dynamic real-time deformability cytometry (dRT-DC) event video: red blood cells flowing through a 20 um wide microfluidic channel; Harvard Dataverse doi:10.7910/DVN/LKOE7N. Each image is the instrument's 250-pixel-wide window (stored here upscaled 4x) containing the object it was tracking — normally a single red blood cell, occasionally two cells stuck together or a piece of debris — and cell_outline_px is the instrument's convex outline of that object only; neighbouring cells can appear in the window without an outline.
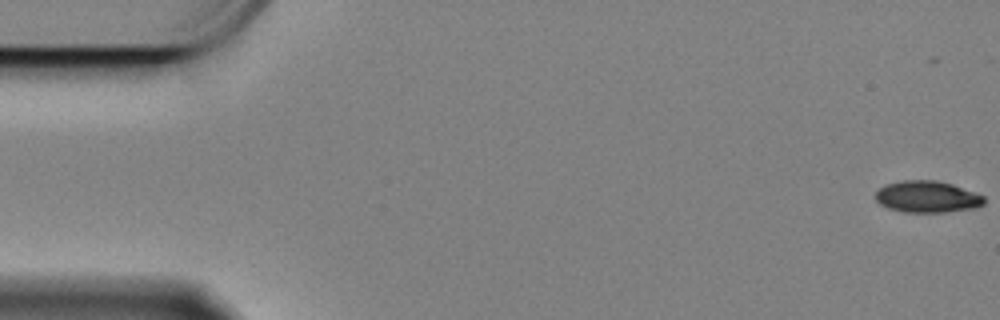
{"species": "Egyptian fruit bat (a non-hibernating species)", "species_latin": "Rousettus aegyptiacus", "temperature_condition": "cold", "stored_images_in_passage": 46, "camera_frame_rate_fps": 3000, "um_per_image_px": 0.085, "animal": {"sex": "female"}, "frame": {"image": 1, "passage_image": 1, "time_ms": 0.0, "image_size_px": [1000, 320], "cell_outline_px": [[984, 204], [976, 208], [944, 212], [904, 212], [888, 208], [880, 204], [876, 200], [876, 192], [884, 184], [900, 180], [936, 180], [952, 184], [984, 196]], "centroid_in_image_um": [78.79, 16.72], "position_along_channel_um": 6.2, "area_um2": 20.06}}
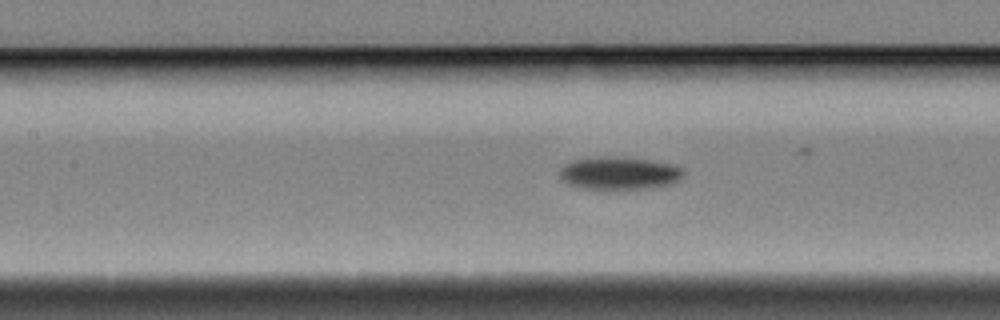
{"frame": {"image": 2, "passage_image": 26, "time_ms": 8.333, "image_size_px": [1000, 320], "cell_outline_px": [[684, 172], [680, 180], [668, 184], [644, 188], [584, 188], [568, 184], [560, 176], [560, 168], [564, 164], [576, 160], [600, 156], [608, 156], [648, 160], [672, 164], [680, 168]], "centroid_in_image_um": [52.61, 14.7], "position_along_channel_um": 154.8, "area_um2": 23.0}}
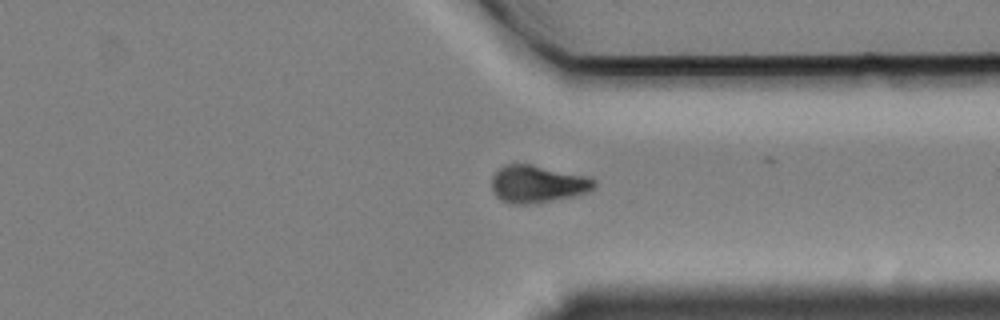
{"frame": {"image": 3, "passage_image": 45, "time_ms": 14.667, "image_size_px": [1000, 320], "cell_outline_px": [[596, 188], [588, 192], [572, 196], [524, 204], [516, 204], [500, 200], [496, 196], [492, 188], [492, 176], [504, 164], [532, 164], [592, 176], [596, 180]], "centroid_in_image_um": [45.74, 15.61], "position_along_channel_um": 365.7, "area_um2": 22.43}}